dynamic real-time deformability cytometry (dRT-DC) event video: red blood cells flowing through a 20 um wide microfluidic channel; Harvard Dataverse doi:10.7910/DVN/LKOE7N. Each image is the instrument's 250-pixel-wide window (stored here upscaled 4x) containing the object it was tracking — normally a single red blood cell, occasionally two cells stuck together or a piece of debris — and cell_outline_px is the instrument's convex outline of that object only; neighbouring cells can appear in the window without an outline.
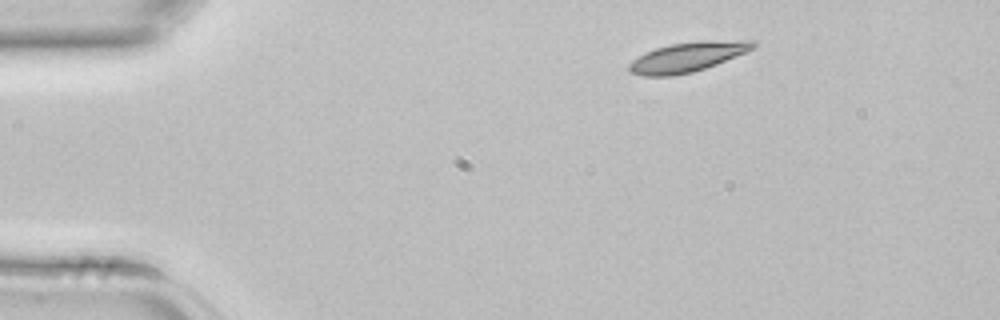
{"species": "common noctule bat (a hibernating species)", "species_latin": "Nyctalus noctula", "temperature_condition": "room temperature", "stored_images_in_passage": 3, "segment_of_instrument_passage": [1, 2], "camera_frame_rate_fps": 3000, "um_per_image_px": 0.085, "animal": {"sex": "female", "body_mass_g": 22.7, "forearm_length_mm": 54.2}, "frame": {"image": 1, "passage_image": 1, "time_ms": 0.0, "image_size_px": [1000, 320], "cell_outline_px": [[756, 48], [716, 64], [692, 72], [672, 76], [644, 76], [628, 72], [628, 64], [632, 60], [644, 52], [656, 48], [672, 44], [700, 40], [756, 40]], "centroid_in_image_um": [58.44, 4.83], "position_along_channel_um": 26.6, "area_um2": 21.62}}